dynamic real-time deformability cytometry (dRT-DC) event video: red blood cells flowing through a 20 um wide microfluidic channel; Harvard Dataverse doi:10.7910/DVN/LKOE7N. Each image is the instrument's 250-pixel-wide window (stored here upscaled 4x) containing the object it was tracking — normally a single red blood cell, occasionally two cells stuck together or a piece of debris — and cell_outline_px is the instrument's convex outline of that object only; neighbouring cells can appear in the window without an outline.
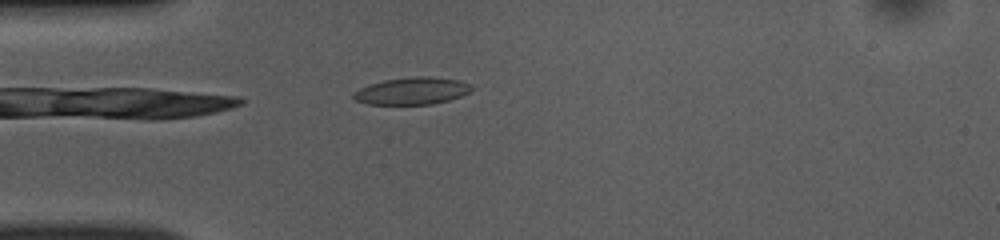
{"species": "common noctule bat (a hibernating species)", "species_latin": "Nyctalus noctula", "temperature_condition": "room temperature", "stored_images_in_passage": 40, "camera_frame_rate_fps": 3000, "um_per_image_px": 0.085, "animal": {"sex": "female", "body_mass_g": 10.0, "forearm_length_mm": 53.1}, "frame": {"image": 1, "passage_image": 3, "time_ms": 0.667, "image_size_px": [1000, 240], "cell_outline_px": [[472, 88], [468, 92], [460, 96], [448, 100], [432, 104], [368, 104], [356, 100], [352, 96], [352, 92], [368, 84], [384, 80], [416, 76], [428, 76], [460, 80], [468, 84]], "centroid_in_image_um": [34.98, 7.72], "position_along_channel_um": 50.0, "area_um2": 18.55}}
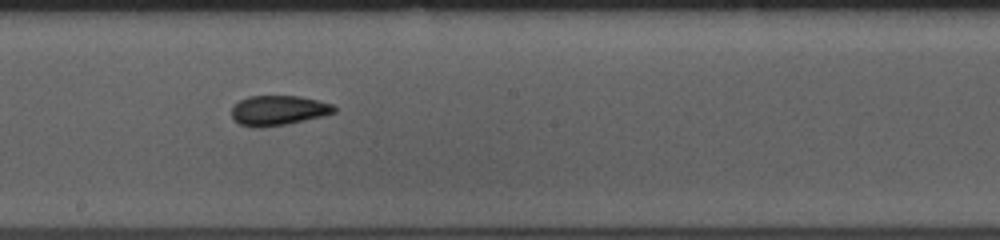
{"frame": {"image": 2, "passage_image": 17, "time_ms": 5.333, "image_size_px": [1000, 240], "cell_outline_px": [[336, 112], [304, 120], [284, 124], [260, 128], [252, 128], [240, 124], [232, 116], [232, 108], [240, 100], [248, 96], [296, 96], [316, 100], [332, 104], [336, 108]], "centroid_in_image_um": [23.63, 9.39], "position_along_channel_um": 224.6, "area_um2": 17.57}}
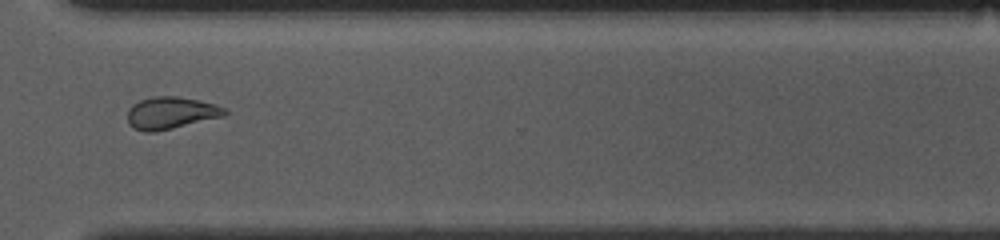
{"frame": {"image": 3, "passage_image": 27, "time_ms": 8.667, "image_size_px": [1000, 240], "cell_outline_px": [[228, 112], [224, 116], [156, 132], [144, 132], [128, 124], [128, 108], [132, 104], [140, 100], [152, 96], [180, 96], [216, 104], [224, 108]], "centroid_in_image_um": [14.51, 9.59], "position_along_channel_um": 356.1, "area_um2": 18.26}, "authors_computed_cell_mechanics": {"area_um2": 18.2648, "velocity_mm_per_s": 3.9469, "shape_relaxation_time_tau1_ms": null, "shape_relaxation_time_tau2_ms": 2.2444, "deformation_change_tau1": null, "deformation_change_tau2": 0.0688}}